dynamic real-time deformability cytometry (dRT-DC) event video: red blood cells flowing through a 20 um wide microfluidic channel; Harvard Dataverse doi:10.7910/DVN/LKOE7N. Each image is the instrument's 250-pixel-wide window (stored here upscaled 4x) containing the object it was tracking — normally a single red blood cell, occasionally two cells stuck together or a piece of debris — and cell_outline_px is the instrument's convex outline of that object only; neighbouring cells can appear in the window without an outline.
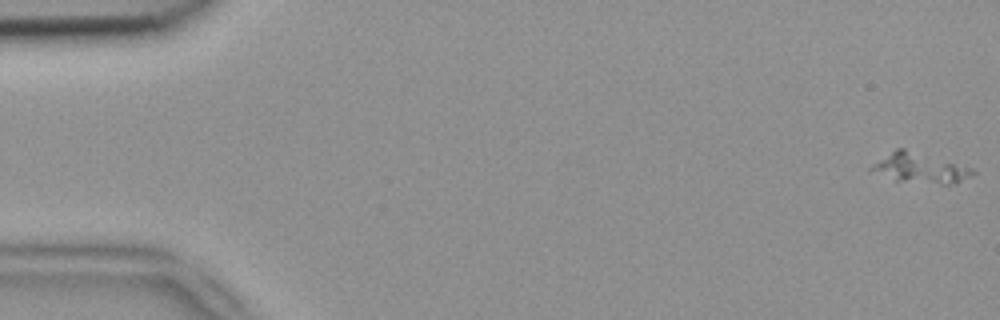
{"species": "common noctule bat (a hibernating species)", "species_latin": "Nyctalus noctula", "temperature_condition": "room temperature", "stored_images_in_passage": 4, "camera_frame_rate_fps": 3000, "um_per_image_px": 0.085, "animal": {"sex": "female", "body_mass_g": 18.4}, "frame": {"image": 1, "passage_image": 1, "time_ms": 0.0, "image_size_px": [1000, 320], "cell_outline_px": [[976, 172], [960, 180], [948, 184], [940, 184], [896, 180], [868, 172], [868, 168], [872, 164], [896, 148], [904, 148], [972, 168]], "centroid_in_image_um": [78.09, 14.28], "position_along_channel_um": 6.9, "area_um2": 17.28}}
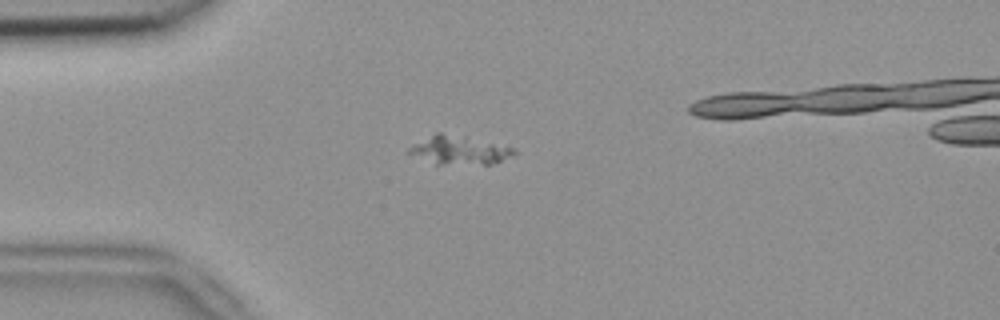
{"frame": {"image": 2, "passage_image": 4, "time_ms": 1.0, "image_size_px": [1000, 320], "cell_outline_px": [[516, 152], [512, 156], [488, 164], [436, 164], [408, 152], [408, 148], [436, 132], [440, 132], [464, 136], [512, 148]], "centroid_in_image_um": [39.02, 12.76], "position_along_channel_um": 46.0, "area_um2": 16.82}}